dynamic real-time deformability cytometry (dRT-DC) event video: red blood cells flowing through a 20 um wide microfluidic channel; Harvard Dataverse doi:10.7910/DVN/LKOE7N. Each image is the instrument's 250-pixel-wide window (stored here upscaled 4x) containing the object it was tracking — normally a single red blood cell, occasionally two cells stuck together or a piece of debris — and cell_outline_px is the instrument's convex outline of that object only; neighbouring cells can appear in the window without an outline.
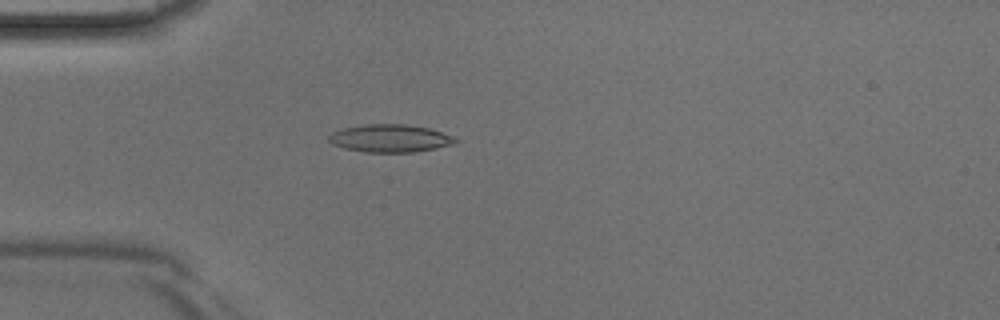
{"species": "Egyptian fruit bat (a non-hibernating species)", "species_latin": "Rousettus aegyptiacus", "temperature_condition": "room temperature", "stored_images_in_passage": 32, "camera_frame_rate_fps": 3000, "um_per_image_px": 0.085, "animal": {"sex": "male"}, "frame": {"image": 1, "passage_image": 1, "time_ms": 0.0, "image_size_px": [1000, 320], "cell_outline_px": [[460, 140], [452, 144], [436, 148], [412, 152], [364, 152], [344, 148], [332, 144], [328, 140], [328, 136], [332, 132], [344, 128], [368, 124], [404, 124], [428, 128], [452, 136]], "centroid_in_image_um": [33.13, 11.76], "position_along_channel_um": 51.9, "area_um2": 20.29}}
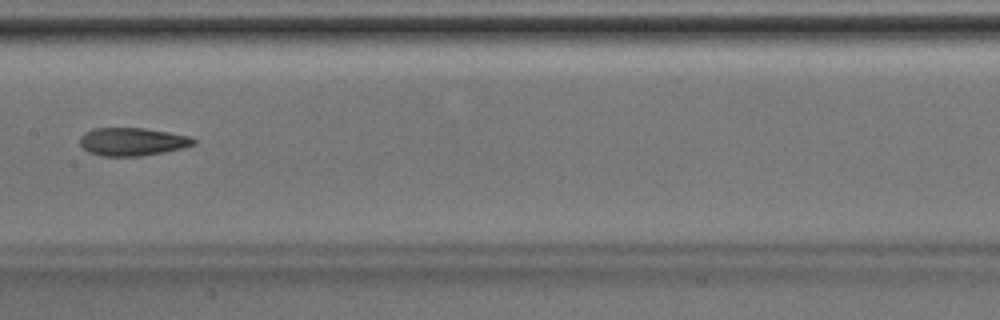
{"frame": {"image": 2, "passage_image": 11, "time_ms": 3.333, "image_size_px": [1000, 320], "cell_outline_px": [[196, 144], [184, 148], [164, 152], [140, 156], [100, 156], [88, 152], [80, 144], [80, 136], [84, 132], [92, 128], [144, 128], [168, 132], [188, 136], [196, 140]], "centroid_in_image_um": [11.23, 12.04], "position_along_channel_um": 196.2, "area_um2": 18.67}}
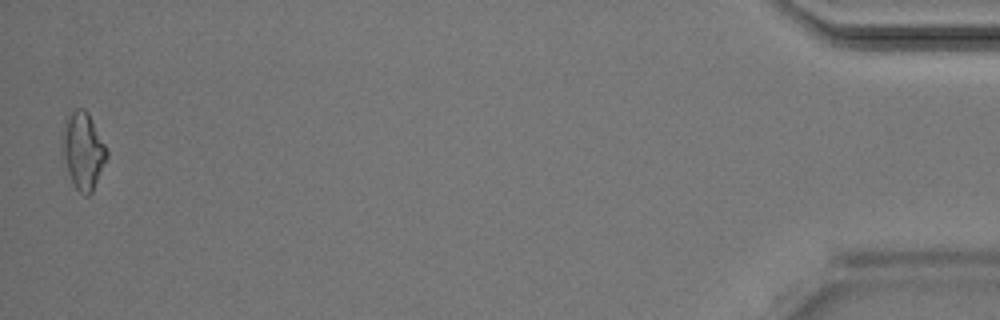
{"frame": {"image": 3, "passage_image": 32, "time_ms": 10.333, "image_size_px": [1000, 320], "cell_outline_px": [[108, 156], [92, 192], [88, 196], [84, 196], [76, 188], [68, 172], [64, 156], [60, 136], [64, 124], [68, 116], [76, 108], [84, 108], [88, 112], [108, 148]], "centroid_in_image_um": [7.08, 12.78], "position_along_channel_um": 428.1, "area_um2": 19.94}}